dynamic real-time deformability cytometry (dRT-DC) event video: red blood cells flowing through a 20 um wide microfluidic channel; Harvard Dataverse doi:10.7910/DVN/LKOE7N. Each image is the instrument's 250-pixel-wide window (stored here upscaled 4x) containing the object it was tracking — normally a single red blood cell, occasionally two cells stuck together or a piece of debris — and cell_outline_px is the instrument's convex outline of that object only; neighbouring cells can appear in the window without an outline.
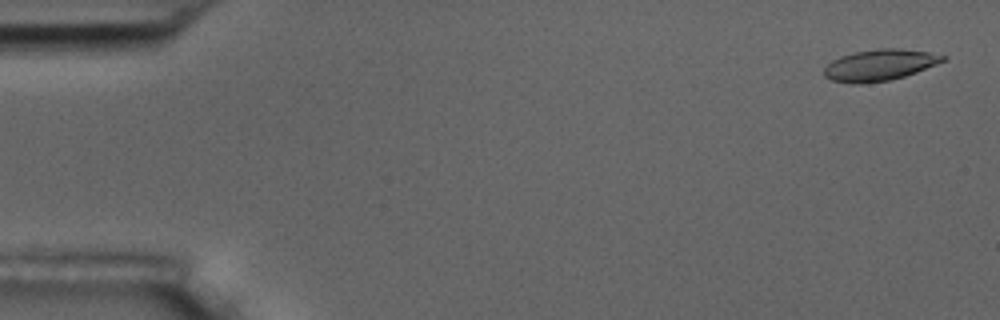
{"species": "common noctule bat (a hibernating species)", "species_latin": "Nyctalus noctula", "temperature_condition": "room temperature", "stored_images_in_passage": 5, "camera_frame_rate_fps": 3000, "um_per_image_px": 0.085, "animal": {"sex": "male", "body_mass_g": 17.5, "forearm_length_mm": 52.3}, "frame": {"image": 1, "passage_image": 1, "time_ms": 0.0, "image_size_px": [1000, 320], "cell_outline_px": [[948, 56], [944, 60], [936, 64], [916, 72], [904, 76], [888, 80], [860, 84], [852, 84], [832, 80], [824, 76], [824, 68], [832, 60], [840, 56], [856, 52], [880, 48], [900, 48], [928, 52]], "centroid_in_image_um": [74.75, 5.53], "position_along_channel_um": 10.3, "area_um2": 21.5}}
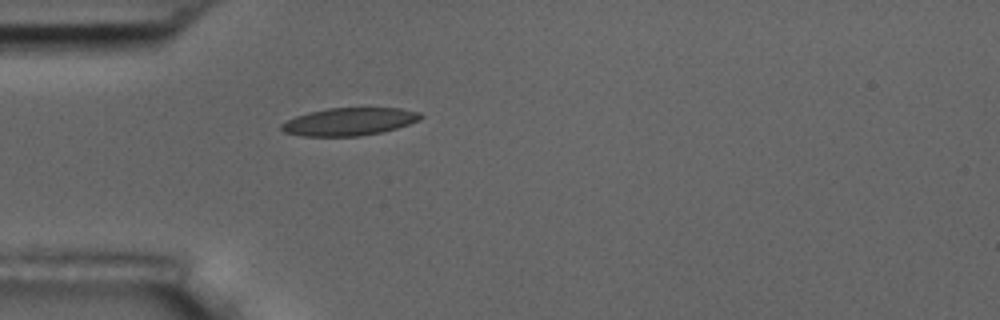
{"frame": {"image": 2, "passage_image": 5, "time_ms": 4.667, "image_size_px": [1000, 320], "cell_outline_px": [[424, 116], [420, 120], [396, 128], [380, 132], [360, 136], [300, 136], [284, 132], [280, 128], [280, 124], [296, 116], [308, 112], [328, 108], [400, 108], [420, 112]], "centroid_in_image_um": [29.68, 10.34], "position_along_channel_um": 55.3, "area_um2": 22.48}}